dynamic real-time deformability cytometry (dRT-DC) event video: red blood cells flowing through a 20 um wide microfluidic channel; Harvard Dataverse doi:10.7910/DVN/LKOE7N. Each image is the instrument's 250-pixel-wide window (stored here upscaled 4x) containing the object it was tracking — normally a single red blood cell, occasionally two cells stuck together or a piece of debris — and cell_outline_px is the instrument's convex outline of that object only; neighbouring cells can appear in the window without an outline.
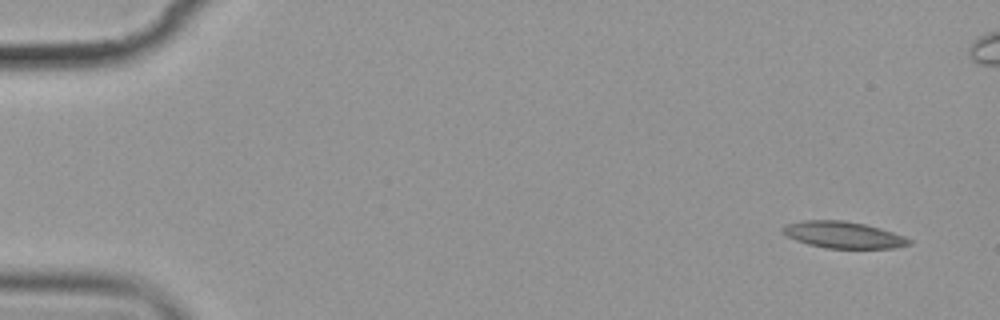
{"species": "common noctule bat (a hibernating species)", "species_latin": "Nyctalus noctula", "temperature_condition": "cold", "stored_images_in_passage": 6, "camera_frame_rate_fps": 3000, "um_per_image_px": 0.085, "animal": {"sex": "female", "body_mass_g": 19.9}, "frame": {"image": 1, "passage_image": 1, "time_ms": 0.0, "image_size_px": [1000, 320], "cell_outline_px": [[912, 244], [896, 248], [828, 248], [808, 244], [796, 240], [780, 232], [780, 228], [784, 224], [800, 220], [844, 220], [864, 224], [880, 228], [904, 236], [912, 240]], "centroid_in_image_um": [71.65, 19.95], "position_along_channel_um": 13.4, "area_um2": 19.77}}